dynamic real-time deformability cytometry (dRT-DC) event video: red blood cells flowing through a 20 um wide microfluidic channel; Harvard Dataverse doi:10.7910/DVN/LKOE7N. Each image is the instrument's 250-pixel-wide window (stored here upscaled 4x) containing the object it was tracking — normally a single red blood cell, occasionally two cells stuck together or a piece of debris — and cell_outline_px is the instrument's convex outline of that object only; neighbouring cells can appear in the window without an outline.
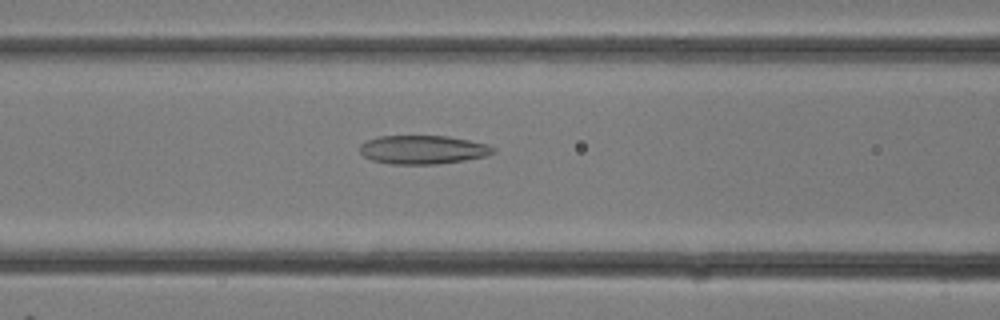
{"species": "common noctule bat (a hibernating species)", "species_latin": "Nyctalus noctula", "temperature_condition": "room temperature", "stored_images_in_passage": 14, "camera_frame_rate_fps": 3000, "um_per_image_px": 0.085, "animal": {"sex": "female"}, "frame": {"image": 1, "passage_image": 12, "time_ms": 3.667, "image_size_px": [1000, 320], "cell_outline_px": [[496, 152], [484, 156], [464, 160], [436, 164], [388, 164], [372, 160], [364, 156], [360, 152], [360, 144], [376, 136], [448, 136], [488, 144], [496, 148]], "centroid_in_image_um": [35.94, 12.72], "position_along_channel_um": 130.7, "area_um2": 22.31}}
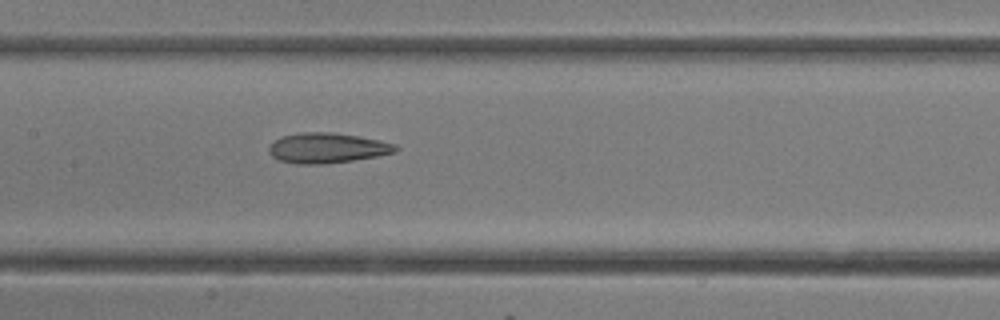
{"frame": {"image": 2, "passage_image": 14, "time_ms": 4.333, "image_size_px": [1000, 320], "cell_outline_px": [[400, 148], [396, 152], [376, 156], [328, 164], [296, 164], [280, 160], [272, 156], [268, 152], [268, 148], [276, 140], [284, 136], [300, 132], [332, 132], [380, 140], [396, 144]], "centroid_in_image_um": [27.83, 12.58], "position_along_channel_um": 179.6, "area_um2": 22.2}}